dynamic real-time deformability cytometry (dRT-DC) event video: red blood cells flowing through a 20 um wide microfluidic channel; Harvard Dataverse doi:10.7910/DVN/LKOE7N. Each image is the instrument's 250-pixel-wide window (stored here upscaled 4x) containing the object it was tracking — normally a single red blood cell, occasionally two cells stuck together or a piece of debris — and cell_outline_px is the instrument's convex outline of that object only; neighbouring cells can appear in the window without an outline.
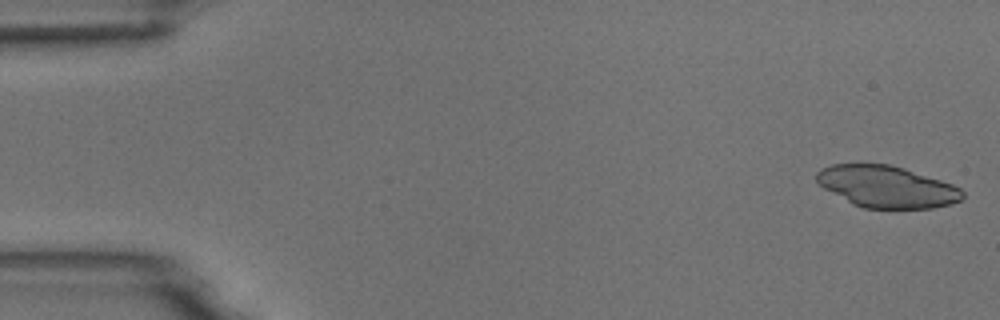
{"species": "common noctule bat (a hibernating species)", "species_latin": "Nyctalus noctula", "temperature_condition": "room temperature", "stored_images_in_passage": 29, "camera_frame_rate_fps": 3000, "um_per_image_px": 0.085, "animal": {"sex": "male", "body_mass_g": 18.8}, "frame": {"image": 1, "passage_image": 1, "time_ms": 0.0, "image_size_px": [1000, 320], "cell_outline_px": [[964, 196], [960, 200], [952, 204], [932, 208], [864, 208], [852, 204], [824, 188], [816, 180], [816, 172], [820, 168], [832, 164], [888, 164], [904, 168], [952, 184], [960, 188], [964, 192]], "centroid_in_image_um": [75.36, 15.87], "position_along_channel_um": 9.6, "area_um2": 35.37}}